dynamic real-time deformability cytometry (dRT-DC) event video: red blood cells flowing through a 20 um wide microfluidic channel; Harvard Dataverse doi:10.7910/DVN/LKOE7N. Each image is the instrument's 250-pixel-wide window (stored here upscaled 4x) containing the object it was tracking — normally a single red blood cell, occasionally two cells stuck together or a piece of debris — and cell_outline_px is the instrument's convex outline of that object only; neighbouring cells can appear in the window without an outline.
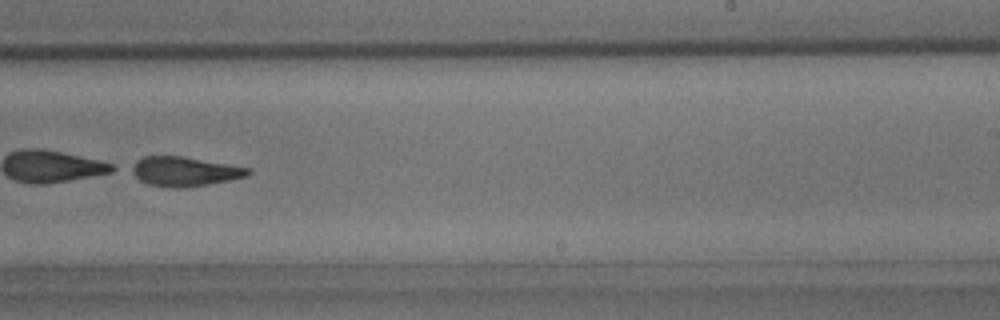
{"species": "common noctule bat (a hibernating species)", "species_latin": "Nyctalus noctula", "temperature_condition": "room temperature", "stored_images_in_passage": 41, "camera_frame_rate_fps": 3000, "um_per_image_px": 0.085, "animal": {"sex": "male", "body_mass_g": 15.6}, "frame": {"image": 1, "passage_image": 25, "time_ms": 8.0, "image_size_px": [1000, 320], "cell_outline_px": [[252, 172], [248, 176], [208, 184], [176, 188], [172, 188], [148, 184], [140, 180], [128, 168], [136, 160], [144, 156], [180, 156], [252, 168]], "centroid_in_image_um": [15.67, 14.57], "position_along_channel_um": 273.3, "area_um2": 19.88}}